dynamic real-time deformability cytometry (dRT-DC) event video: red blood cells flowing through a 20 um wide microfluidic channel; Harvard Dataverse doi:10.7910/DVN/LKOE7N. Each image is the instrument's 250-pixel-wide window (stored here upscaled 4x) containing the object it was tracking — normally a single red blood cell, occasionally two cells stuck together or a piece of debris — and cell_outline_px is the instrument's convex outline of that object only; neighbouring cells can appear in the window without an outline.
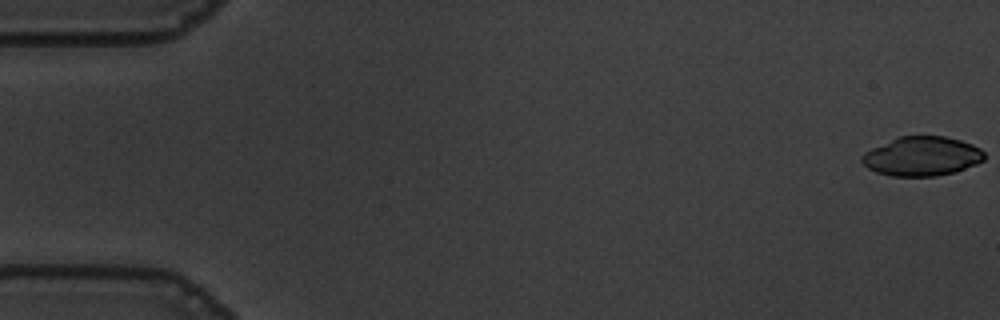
{"species": "common noctule bat (a hibernating species)", "species_latin": "Nyctalus noctula", "temperature_condition": "warm", "stored_images_in_passage": 56, "camera_frame_rate_fps": 3000, "um_per_image_px": 0.085, "animal": {"sex": "male", "body_mass_g": 19.5, "forearm_length_mm": 54.6}, "frame": {"image": 1, "passage_image": 1, "time_ms": 0.0, "image_size_px": [1000, 320], "cell_outline_px": [[984, 160], [976, 164], [956, 172], [936, 176], [892, 176], [876, 172], [868, 168], [860, 160], [860, 156], [864, 152], [872, 148], [900, 136], [944, 136], [960, 140], [972, 144], [980, 148], [984, 152]], "centroid_in_image_um": [78.36, 13.29], "position_along_channel_um": 6.6, "area_um2": 28.03}}